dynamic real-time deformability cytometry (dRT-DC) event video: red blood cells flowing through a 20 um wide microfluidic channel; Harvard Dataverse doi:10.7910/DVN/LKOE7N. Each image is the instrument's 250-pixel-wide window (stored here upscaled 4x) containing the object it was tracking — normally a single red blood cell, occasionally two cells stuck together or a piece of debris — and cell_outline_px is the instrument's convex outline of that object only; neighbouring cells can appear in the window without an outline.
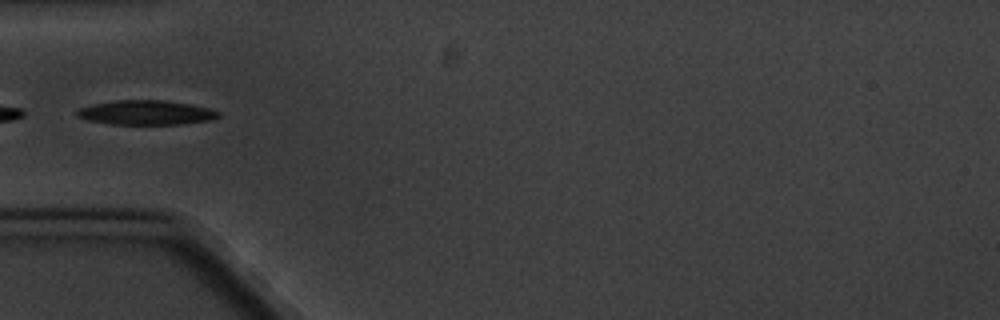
{"species": "common noctule bat (a hibernating species)", "species_latin": "Nyctalus noctula", "temperature_condition": "cold", "stored_images_in_passage": 5, "camera_frame_rate_fps": 3000, "um_per_image_px": 0.085, "animal": {"sex": "male", "body_mass_g": 20.1, "forearm_length_mm": 53.5}, "frame": {"image": 1, "passage_image": 2, "time_ms": 1.333, "image_size_px": [1000, 320], "cell_outline_px": [[220, 116], [212, 120], [184, 124], [108, 124], [88, 120], [76, 116], [76, 112], [80, 108], [92, 104], [116, 100], [164, 100], [188, 104], [208, 108], [220, 112]], "centroid_in_image_um": [12.41, 9.57], "position_along_channel_um": 72.6, "area_um2": 20.17}}
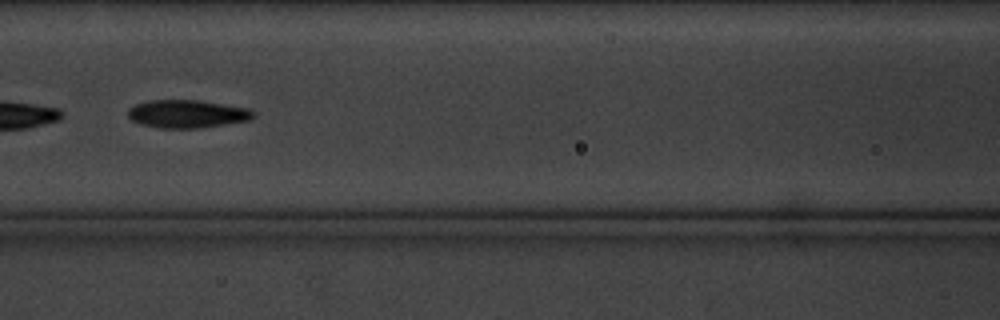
{"frame": {"image": 2, "passage_image": 4, "time_ms": 3.667, "image_size_px": [1000, 320], "cell_outline_px": [[256, 116], [248, 120], [200, 128], [160, 128], [140, 124], [132, 120], [128, 116], [128, 108], [136, 104], [148, 100], [196, 100], [224, 104], [248, 108], [256, 112]], "centroid_in_image_um": [15.9, 9.68], "position_along_channel_um": 150.7, "area_um2": 20.46}}